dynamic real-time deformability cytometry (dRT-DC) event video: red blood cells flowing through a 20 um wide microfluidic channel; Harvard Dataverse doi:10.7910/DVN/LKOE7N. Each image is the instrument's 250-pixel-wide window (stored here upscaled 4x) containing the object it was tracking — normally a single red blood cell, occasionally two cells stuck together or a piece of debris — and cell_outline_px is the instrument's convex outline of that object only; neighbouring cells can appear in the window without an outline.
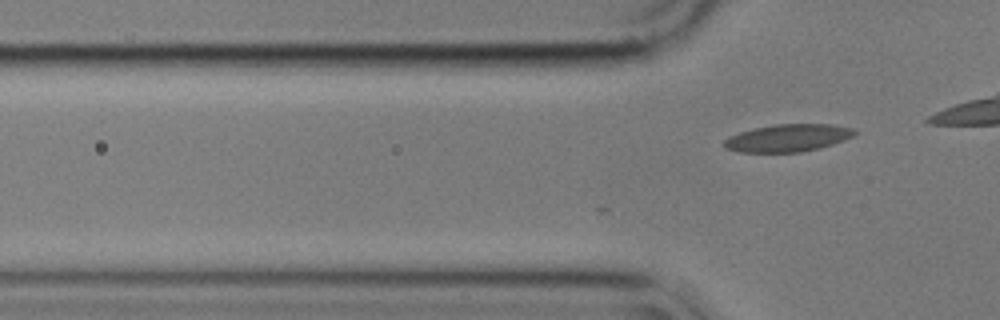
{"species": "common noctule bat (a hibernating species)", "species_latin": "Nyctalus noctula", "temperature_condition": "cold", "stored_images_in_passage": 2, "camera_frame_rate_fps": 3000, "um_per_image_px": 0.085, "animal": {"sex": "male", "body_mass_g": 17.9}, "frame": {"image": 1, "passage_image": 2, "time_ms": 0.333, "image_size_px": [1000, 320], "cell_outline_px": [[856, 132], [852, 136], [844, 140], [820, 148], [800, 152], [740, 152], [724, 148], [724, 140], [728, 136], [740, 132], [756, 128], [776, 124], [832, 124], [856, 128]], "centroid_in_image_um": [66.98, 11.72], "position_along_channel_um": 58.8, "area_um2": 20.87}}